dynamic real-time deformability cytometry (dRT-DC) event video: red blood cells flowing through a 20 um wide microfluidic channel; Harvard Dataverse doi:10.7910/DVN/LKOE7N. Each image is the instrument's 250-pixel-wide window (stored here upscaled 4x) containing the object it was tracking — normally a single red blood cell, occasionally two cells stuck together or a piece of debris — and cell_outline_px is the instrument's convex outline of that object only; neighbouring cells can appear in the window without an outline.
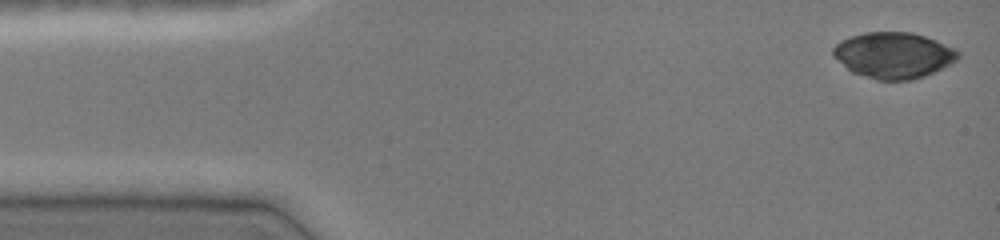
{"species": "common noctule bat (a hibernating species)", "species_latin": "Nyctalus noctula", "temperature_condition": "cold", "stored_images_in_passage": 45, "camera_frame_rate_fps": 3000, "um_per_image_px": 0.085, "animal": {"sex": "female", "body_mass_g": 19.0, "forearm_length_mm": 51.5}, "frame": {"image": 1, "passage_image": 1, "time_ms": 0.0, "image_size_px": [1000, 240], "cell_outline_px": [[960, 56], [956, 60], [924, 76], [912, 80], [876, 80], [852, 72], [832, 56], [832, 48], [840, 40], [864, 32], [912, 32], [936, 40], [956, 48], [960, 52]], "centroid_in_image_um": [75.93, 4.69], "position_along_channel_um": 9.1, "area_um2": 33.47}}